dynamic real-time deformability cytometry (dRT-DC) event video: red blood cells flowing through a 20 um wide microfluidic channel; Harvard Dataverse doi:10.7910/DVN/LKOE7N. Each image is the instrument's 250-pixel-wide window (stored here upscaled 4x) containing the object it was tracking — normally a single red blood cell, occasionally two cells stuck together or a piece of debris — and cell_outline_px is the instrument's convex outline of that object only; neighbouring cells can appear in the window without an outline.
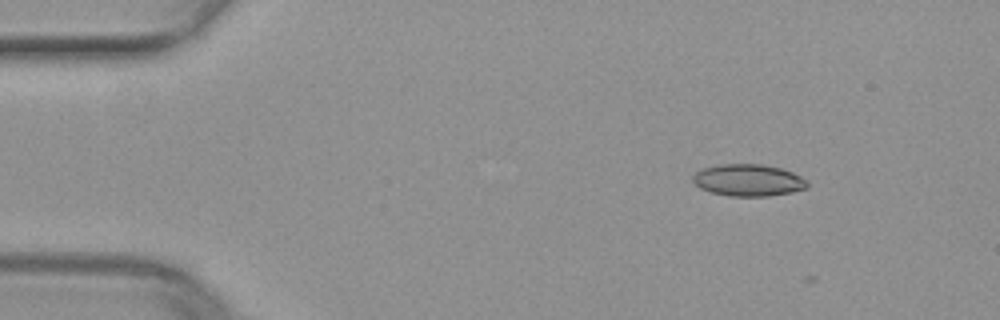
{"species": "common noctule bat (a hibernating species)", "species_latin": "Nyctalus noctula", "temperature_condition": "warm", "stored_images_in_passage": 4, "camera_frame_rate_fps": 3000, "um_per_image_px": 0.085, "animal": {"sex": "female", "body_mass_g": 29.2, "forearm_length_mm": 56.3}, "frame": {"image": 1, "passage_image": 3, "time_ms": 0.667, "image_size_px": [1000, 320], "cell_outline_px": [[808, 188], [792, 192], [768, 196], [728, 196], [712, 192], [700, 188], [692, 180], [692, 176], [696, 172], [704, 168], [720, 164], [760, 164], [780, 168], [792, 172], [808, 180]], "centroid_in_image_um": [63.62, 15.32], "position_along_channel_um": 21.4, "area_um2": 21.27}}